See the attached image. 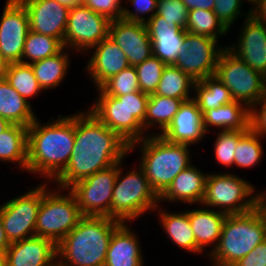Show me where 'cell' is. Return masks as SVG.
<instances>
[{
	"label": "cell",
	"mask_w": 266,
	"mask_h": 266,
	"mask_svg": "<svg viewBox=\"0 0 266 266\" xmlns=\"http://www.w3.org/2000/svg\"><path fill=\"white\" fill-rule=\"evenodd\" d=\"M75 113V140L67 167L54 179L59 190L123 161L130 145L89 110Z\"/></svg>",
	"instance_id": "1"
},
{
	"label": "cell",
	"mask_w": 266,
	"mask_h": 266,
	"mask_svg": "<svg viewBox=\"0 0 266 266\" xmlns=\"http://www.w3.org/2000/svg\"><path fill=\"white\" fill-rule=\"evenodd\" d=\"M75 140V115L28 127L27 171L54 179L67 167Z\"/></svg>",
	"instance_id": "2"
},
{
	"label": "cell",
	"mask_w": 266,
	"mask_h": 266,
	"mask_svg": "<svg viewBox=\"0 0 266 266\" xmlns=\"http://www.w3.org/2000/svg\"><path fill=\"white\" fill-rule=\"evenodd\" d=\"M122 223L106 216H83L57 244V266H104L111 236Z\"/></svg>",
	"instance_id": "3"
},
{
	"label": "cell",
	"mask_w": 266,
	"mask_h": 266,
	"mask_svg": "<svg viewBox=\"0 0 266 266\" xmlns=\"http://www.w3.org/2000/svg\"><path fill=\"white\" fill-rule=\"evenodd\" d=\"M150 135L132 143L129 151L134 150L138 144L142 145L139 166L152 190L160 197L174 178L191 165L190 145L169 142L161 135Z\"/></svg>",
	"instance_id": "4"
},
{
	"label": "cell",
	"mask_w": 266,
	"mask_h": 266,
	"mask_svg": "<svg viewBox=\"0 0 266 266\" xmlns=\"http://www.w3.org/2000/svg\"><path fill=\"white\" fill-rule=\"evenodd\" d=\"M266 239V214L261 205L242 214H228L216 249L209 255L213 266H233Z\"/></svg>",
	"instance_id": "5"
},
{
	"label": "cell",
	"mask_w": 266,
	"mask_h": 266,
	"mask_svg": "<svg viewBox=\"0 0 266 266\" xmlns=\"http://www.w3.org/2000/svg\"><path fill=\"white\" fill-rule=\"evenodd\" d=\"M96 89L99 93L97 101L88 110L103 124L129 145L148 136L144 134L143 122L149 94L137 91L124 96H111L100 88Z\"/></svg>",
	"instance_id": "6"
},
{
	"label": "cell",
	"mask_w": 266,
	"mask_h": 266,
	"mask_svg": "<svg viewBox=\"0 0 266 266\" xmlns=\"http://www.w3.org/2000/svg\"><path fill=\"white\" fill-rule=\"evenodd\" d=\"M119 162L118 174L113 187L111 201V218L123 223L140 217L145 212L159 209V197L152 190L143 169H131L127 174H122ZM122 176V177H121Z\"/></svg>",
	"instance_id": "7"
},
{
	"label": "cell",
	"mask_w": 266,
	"mask_h": 266,
	"mask_svg": "<svg viewBox=\"0 0 266 266\" xmlns=\"http://www.w3.org/2000/svg\"><path fill=\"white\" fill-rule=\"evenodd\" d=\"M42 184V200L37 214L36 236L52 240L56 245L83 217L74 194L67 195ZM59 193V194H58Z\"/></svg>",
	"instance_id": "8"
},
{
	"label": "cell",
	"mask_w": 266,
	"mask_h": 266,
	"mask_svg": "<svg viewBox=\"0 0 266 266\" xmlns=\"http://www.w3.org/2000/svg\"><path fill=\"white\" fill-rule=\"evenodd\" d=\"M258 193L255 195V188L248 181L232 173H213L208 174L201 204L217 207L226 214H242L260 205L261 192Z\"/></svg>",
	"instance_id": "9"
},
{
	"label": "cell",
	"mask_w": 266,
	"mask_h": 266,
	"mask_svg": "<svg viewBox=\"0 0 266 266\" xmlns=\"http://www.w3.org/2000/svg\"><path fill=\"white\" fill-rule=\"evenodd\" d=\"M223 47L214 75L230 90L234 101L251 109L264 95L266 77L253 70L227 47Z\"/></svg>",
	"instance_id": "10"
},
{
	"label": "cell",
	"mask_w": 266,
	"mask_h": 266,
	"mask_svg": "<svg viewBox=\"0 0 266 266\" xmlns=\"http://www.w3.org/2000/svg\"><path fill=\"white\" fill-rule=\"evenodd\" d=\"M118 167L119 162L97 171L69 188L83 216L111 217V201Z\"/></svg>",
	"instance_id": "11"
},
{
	"label": "cell",
	"mask_w": 266,
	"mask_h": 266,
	"mask_svg": "<svg viewBox=\"0 0 266 266\" xmlns=\"http://www.w3.org/2000/svg\"><path fill=\"white\" fill-rule=\"evenodd\" d=\"M42 184L0 206V219L10 243L36 236Z\"/></svg>",
	"instance_id": "12"
},
{
	"label": "cell",
	"mask_w": 266,
	"mask_h": 266,
	"mask_svg": "<svg viewBox=\"0 0 266 266\" xmlns=\"http://www.w3.org/2000/svg\"><path fill=\"white\" fill-rule=\"evenodd\" d=\"M110 22L107 17L95 13L84 4L70 8L64 35V48L69 50L73 48L82 53L92 49L108 37Z\"/></svg>",
	"instance_id": "13"
},
{
	"label": "cell",
	"mask_w": 266,
	"mask_h": 266,
	"mask_svg": "<svg viewBox=\"0 0 266 266\" xmlns=\"http://www.w3.org/2000/svg\"><path fill=\"white\" fill-rule=\"evenodd\" d=\"M218 39L186 32L174 66L188 74L194 81L214 75L223 47Z\"/></svg>",
	"instance_id": "14"
},
{
	"label": "cell",
	"mask_w": 266,
	"mask_h": 266,
	"mask_svg": "<svg viewBox=\"0 0 266 266\" xmlns=\"http://www.w3.org/2000/svg\"><path fill=\"white\" fill-rule=\"evenodd\" d=\"M29 30V16L23 3L7 0L0 20V55L8 63L21 62Z\"/></svg>",
	"instance_id": "15"
},
{
	"label": "cell",
	"mask_w": 266,
	"mask_h": 266,
	"mask_svg": "<svg viewBox=\"0 0 266 266\" xmlns=\"http://www.w3.org/2000/svg\"><path fill=\"white\" fill-rule=\"evenodd\" d=\"M108 37L125 53L130 66H136L153 55L152 42L144 23L112 20Z\"/></svg>",
	"instance_id": "16"
},
{
	"label": "cell",
	"mask_w": 266,
	"mask_h": 266,
	"mask_svg": "<svg viewBox=\"0 0 266 266\" xmlns=\"http://www.w3.org/2000/svg\"><path fill=\"white\" fill-rule=\"evenodd\" d=\"M243 21L238 43L226 46L253 70L266 77V25L251 16V9Z\"/></svg>",
	"instance_id": "17"
},
{
	"label": "cell",
	"mask_w": 266,
	"mask_h": 266,
	"mask_svg": "<svg viewBox=\"0 0 266 266\" xmlns=\"http://www.w3.org/2000/svg\"><path fill=\"white\" fill-rule=\"evenodd\" d=\"M25 6L30 30L57 38L64 43L70 8L56 0H20Z\"/></svg>",
	"instance_id": "18"
},
{
	"label": "cell",
	"mask_w": 266,
	"mask_h": 266,
	"mask_svg": "<svg viewBox=\"0 0 266 266\" xmlns=\"http://www.w3.org/2000/svg\"><path fill=\"white\" fill-rule=\"evenodd\" d=\"M3 258L5 266H57V245L48 238L33 236L12 242Z\"/></svg>",
	"instance_id": "19"
},
{
	"label": "cell",
	"mask_w": 266,
	"mask_h": 266,
	"mask_svg": "<svg viewBox=\"0 0 266 266\" xmlns=\"http://www.w3.org/2000/svg\"><path fill=\"white\" fill-rule=\"evenodd\" d=\"M145 24L152 42L153 56L166 65H174L186 30L165 21V18L157 14H154Z\"/></svg>",
	"instance_id": "20"
},
{
	"label": "cell",
	"mask_w": 266,
	"mask_h": 266,
	"mask_svg": "<svg viewBox=\"0 0 266 266\" xmlns=\"http://www.w3.org/2000/svg\"><path fill=\"white\" fill-rule=\"evenodd\" d=\"M205 134L202 112L192 98L183 101L170 125L160 135L172 143L193 145Z\"/></svg>",
	"instance_id": "21"
},
{
	"label": "cell",
	"mask_w": 266,
	"mask_h": 266,
	"mask_svg": "<svg viewBox=\"0 0 266 266\" xmlns=\"http://www.w3.org/2000/svg\"><path fill=\"white\" fill-rule=\"evenodd\" d=\"M92 48L94 52L86 63L85 69L97 88L110 77L130 66L125 53L109 37Z\"/></svg>",
	"instance_id": "22"
},
{
	"label": "cell",
	"mask_w": 266,
	"mask_h": 266,
	"mask_svg": "<svg viewBox=\"0 0 266 266\" xmlns=\"http://www.w3.org/2000/svg\"><path fill=\"white\" fill-rule=\"evenodd\" d=\"M208 174H204L198 167L190 165L181 171L172 181L167 190L159 197V201L183 202L198 204L203 200L205 194L206 180Z\"/></svg>",
	"instance_id": "23"
},
{
	"label": "cell",
	"mask_w": 266,
	"mask_h": 266,
	"mask_svg": "<svg viewBox=\"0 0 266 266\" xmlns=\"http://www.w3.org/2000/svg\"><path fill=\"white\" fill-rule=\"evenodd\" d=\"M126 223L112 234L104 266H143V255L138 237Z\"/></svg>",
	"instance_id": "24"
},
{
	"label": "cell",
	"mask_w": 266,
	"mask_h": 266,
	"mask_svg": "<svg viewBox=\"0 0 266 266\" xmlns=\"http://www.w3.org/2000/svg\"><path fill=\"white\" fill-rule=\"evenodd\" d=\"M205 208H198L188 210V218L193 230L197 247L203 252L204 248L211 244H215L211 254L219 244L222 227L228 214L219 210H209ZM218 241V242H217Z\"/></svg>",
	"instance_id": "25"
},
{
	"label": "cell",
	"mask_w": 266,
	"mask_h": 266,
	"mask_svg": "<svg viewBox=\"0 0 266 266\" xmlns=\"http://www.w3.org/2000/svg\"><path fill=\"white\" fill-rule=\"evenodd\" d=\"M203 127L207 134L208 127L215 126L226 130L248 131L250 129V109L238 101L209 109L202 114Z\"/></svg>",
	"instance_id": "26"
},
{
	"label": "cell",
	"mask_w": 266,
	"mask_h": 266,
	"mask_svg": "<svg viewBox=\"0 0 266 266\" xmlns=\"http://www.w3.org/2000/svg\"><path fill=\"white\" fill-rule=\"evenodd\" d=\"M0 117L11 124L29 127L37 118L30 102L13 89L9 82L0 80Z\"/></svg>",
	"instance_id": "27"
},
{
	"label": "cell",
	"mask_w": 266,
	"mask_h": 266,
	"mask_svg": "<svg viewBox=\"0 0 266 266\" xmlns=\"http://www.w3.org/2000/svg\"><path fill=\"white\" fill-rule=\"evenodd\" d=\"M158 213L164 232L168 234L174 244L192 253L202 252L196 245L195 236L188 218V210L181 213L161 210Z\"/></svg>",
	"instance_id": "28"
},
{
	"label": "cell",
	"mask_w": 266,
	"mask_h": 266,
	"mask_svg": "<svg viewBox=\"0 0 266 266\" xmlns=\"http://www.w3.org/2000/svg\"><path fill=\"white\" fill-rule=\"evenodd\" d=\"M28 127L12 124L0 134V160L19 163L27 171Z\"/></svg>",
	"instance_id": "29"
},
{
	"label": "cell",
	"mask_w": 266,
	"mask_h": 266,
	"mask_svg": "<svg viewBox=\"0 0 266 266\" xmlns=\"http://www.w3.org/2000/svg\"><path fill=\"white\" fill-rule=\"evenodd\" d=\"M183 103L182 99H175L161 95L150 94L146 106V114L144 117L143 128L145 135L153 125H158L161 129L160 135L163 133L173 120V117ZM147 131V132H146Z\"/></svg>",
	"instance_id": "30"
},
{
	"label": "cell",
	"mask_w": 266,
	"mask_h": 266,
	"mask_svg": "<svg viewBox=\"0 0 266 266\" xmlns=\"http://www.w3.org/2000/svg\"><path fill=\"white\" fill-rule=\"evenodd\" d=\"M194 89L196 95L193 99L202 114L234 101L230 90L215 75L195 81Z\"/></svg>",
	"instance_id": "31"
},
{
	"label": "cell",
	"mask_w": 266,
	"mask_h": 266,
	"mask_svg": "<svg viewBox=\"0 0 266 266\" xmlns=\"http://www.w3.org/2000/svg\"><path fill=\"white\" fill-rule=\"evenodd\" d=\"M63 48L59 53L51 57L31 63L32 70L40 87L43 90H51L58 86L65 78L70 63L69 54Z\"/></svg>",
	"instance_id": "32"
},
{
	"label": "cell",
	"mask_w": 266,
	"mask_h": 266,
	"mask_svg": "<svg viewBox=\"0 0 266 266\" xmlns=\"http://www.w3.org/2000/svg\"><path fill=\"white\" fill-rule=\"evenodd\" d=\"M194 83L195 81L178 67L166 65L154 94L187 101L193 98L189 92L194 89Z\"/></svg>",
	"instance_id": "33"
},
{
	"label": "cell",
	"mask_w": 266,
	"mask_h": 266,
	"mask_svg": "<svg viewBox=\"0 0 266 266\" xmlns=\"http://www.w3.org/2000/svg\"><path fill=\"white\" fill-rule=\"evenodd\" d=\"M63 48V44L57 38L29 30L24 44L21 63L31 64L51 57L59 53Z\"/></svg>",
	"instance_id": "34"
},
{
	"label": "cell",
	"mask_w": 266,
	"mask_h": 266,
	"mask_svg": "<svg viewBox=\"0 0 266 266\" xmlns=\"http://www.w3.org/2000/svg\"><path fill=\"white\" fill-rule=\"evenodd\" d=\"M186 32L212 37L214 39L226 35L229 30L218 19L213 10L192 9L188 11Z\"/></svg>",
	"instance_id": "35"
},
{
	"label": "cell",
	"mask_w": 266,
	"mask_h": 266,
	"mask_svg": "<svg viewBox=\"0 0 266 266\" xmlns=\"http://www.w3.org/2000/svg\"><path fill=\"white\" fill-rule=\"evenodd\" d=\"M6 80L27 101H29L28 98L36 97L38 93L43 91L34 75L31 64L9 63Z\"/></svg>",
	"instance_id": "36"
},
{
	"label": "cell",
	"mask_w": 266,
	"mask_h": 266,
	"mask_svg": "<svg viewBox=\"0 0 266 266\" xmlns=\"http://www.w3.org/2000/svg\"><path fill=\"white\" fill-rule=\"evenodd\" d=\"M263 137L251 128L239 139L234 151V166L251 168L260 162L263 155L261 141Z\"/></svg>",
	"instance_id": "37"
},
{
	"label": "cell",
	"mask_w": 266,
	"mask_h": 266,
	"mask_svg": "<svg viewBox=\"0 0 266 266\" xmlns=\"http://www.w3.org/2000/svg\"><path fill=\"white\" fill-rule=\"evenodd\" d=\"M134 67L136 69L140 91L149 95L154 94L166 64L152 55Z\"/></svg>",
	"instance_id": "38"
},
{
	"label": "cell",
	"mask_w": 266,
	"mask_h": 266,
	"mask_svg": "<svg viewBox=\"0 0 266 266\" xmlns=\"http://www.w3.org/2000/svg\"><path fill=\"white\" fill-rule=\"evenodd\" d=\"M106 95L124 96L133 92L140 91L139 82L134 66L123 69L113 75L99 87Z\"/></svg>",
	"instance_id": "39"
},
{
	"label": "cell",
	"mask_w": 266,
	"mask_h": 266,
	"mask_svg": "<svg viewBox=\"0 0 266 266\" xmlns=\"http://www.w3.org/2000/svg\"><path fill=\"white\" fill-rule=\"evenodd\" d=\"M219 132L215 140V160L218 161L223 167H229L234 165V151L239 139L247 131L239 130H226Z\"/></svg>",
	"instance_id": "40"
},
{
	"label": "cell",
	"mask_w": 266,
	"mask_h": 266,
	"mask_svg": "<svg viewBox=\"0 0 266 266\" xmlns=\"http://www.w3.org/2000/svg\"><path fill=\"white\" fill-rule=\"evenodd\" d=\"M156 14L165 18V21L186 29L188 9L181 0H158Z\"/></svg>",
	"instance_id": "41"
},
{
	"label": "cell",
	"mask_w": 266,
	"mask_h": 266,
	"mask_svg": "<svg viewBox=\"0 0 266 266\" xmlns=\"http://www.w3.org/2000/svg\"><path fill=\"white\" fill-rule=\"evenodd\" d=\"M242 0H215L214 13L223 25L230 31L232 23L241 14Z\"/></svg>",
	"instance_id": "42"
},
{
	"label": "cell",
	"mask_w": 266,
	"mask_h": 266,
	"mask_svg": "<svg viewBox=\"0 0 266 266\" xmlns=\"http://www.w3.org/2000/svg\"><path fill=\"white\" fill-rule=\"evenodd\" d=\"M131 2L135 11L132 12L127 8H123L121 19L132 21V22H139V23H146L157 11V2L158 0H126ZM148 13V18H144L141 15H145ZM139 14V15H138ZM151 14V15H149ZM147 19V20H146Z\"/></svg>",
	"instance_id": "43"
},
{
	"label": "cell",
	"mask_w": 266,
	"mask_h": 266,
	"mask_svg": "<svg viewBox=\"0 0 266 266\" xmlns=\"http://www.w3.org/2000/svg\"><path fill=\"white\" fill-rule=\"evenodd\" d=\"M121 0H84L83 4L95 13L104 15L110 21L121 19L123 6Z\"/></svg>",
	"instance_id": "44"
},
{
	"label": "cell",
	"mask_w": 266,
	"mask_h": 266,
	"mask_svg": "<svg viewBox=\"0 0 266 266\" xmlns=\"http://www.w3.org/2000/svg\"><path fill=\"white\" fill-rule=\"evenodd\" d=\"M259 106L258 109L256 106ZM258 109V110H257ZM250 128L265 138L266 135V95L264 94L250 109Z\"/></svg>",
	"instance_id": "45"
},
{
	"label": "cell",
	"mask_w": 266,
	"mask_h": 266,
	"mask_svg": "<svg viewBox=\"0 0 266 266\" xmlns=\"http://www.w3.org/2000/svg\"><path fill=\"white\" fill-rule=\"evenodd\" d=\"M233 266H266V239Z\"/></svg>",
	"instance_id": "46"
},
{
	"label": "cell",
	"mask_w": 266,
	"mask_h": 266,
	"mask_svg": "<svg viewBox=\"0 0 266 266\" xmlns=\"http://www.w3.org/2000/svg\"><path fill=\"white\" fill-rule=\"evenodd\" d=\"M188 11L192 9L213 10L215 0H181Z\"/></svg>",
	"instance_id": "47"
},
{
	"label": "cell",
	"mask_w": 266,
	"mask_h": 266,
	"mask_svg": "<svg viewBox=\"0 0 266 266\" xmlns=\"http://www.w3.org/2000/svg\"><path fill=\"white\" fill-rule=\"evenodd\" d=\"M251 9V16L259 23L266 25V0H258Z\"/></svg>",
	"instance_id": "48"
},
{
	"label": "cell",
	"mask_w": 266,
	"mask_h": 266,
	"mask_svg": "<svg viewBox=\"0 0 266 266\" xmlns=\"http://www.w3.org/2000/svg\"><path fill=\"white\" fill-rule=\"evenodd\" d=\"M10 242L7 239L5 230L3 228V224L2 221L0 219V256L3 257V255L5 254L6 250L8 249V247L10 246Z\"/></svg>",
	"instance_id": "49"
},
{
	"label": "cell",
	"mask_w": 266,
	"mask_h": 266,
	"mask_svg": "<svg viewBox=\"0 0 266 266\" xmlns=\"http://www.w3.org/2000/svg\"><path fill=\"white\" fill-rule=\"evenodd\" d=\"M9 63L0 55V80L6 79Z\"/></svg>",
	"instance_id": "50"
},
{
	"label": "cell",
	"mask_w": 266,
	"mask_h": 266,
	"mask_svg": "<svg viewBox=\"0 0 266 266\" xmlns=\"http://www.w3.org/2000/svg\"><path fill=\"white\" fill-rule=\"evenodd\" d=\"M60 4L66 5L69 8H72L76 5L83 4L84 0H56Z\"/></svg>",
	"instance_id": "51"
},
{
	"label": "cell",
	"mask_w": 266,
	"mask_h": 266,
	"mask_svg": "<svg viewBox=\"0 0 266 266\" xmlns=\"http://www.w3.org/2000/svg\"><path fill=\"white\" fill-rule=\"evenodd\" d=\"M12 124L6 119L0 117V134H2L6 129H8Z\"/></svg>",
	"instance_id": "52"
},
{
	"label": "cell",
	"mask_w": 266,
	"mask_h": 266,
	"mask_svg": "<svg viewBox=\"0 0 266 266\" xmlns=\"http://www.w3.org/2000/svg\"><path fill=\"white\" fill-rule=\"evenodd\" d=\"M260 205L266 214V194H265V191L261 192Z\"/></svg>",
	"instance_id": "53"
},
{
	"label": "cell",
	"mask_w": 266,
	"mask_h": 266,
	"mask_svg": "<svg viewBox=\"0 0 266 266\" xmlns=\"http://www.w3.org/2000/svg\"><path fill=\"white\" fill-rule=\"evenodd\" d=\"M0 266H5L4 258L0 256Z\"/></svg>",
	"instance_id": "54"
},
{
	"label": "cell",
	"mask_w": 266,
	"mask_h": 266,
	"mask_svg": "<svg viewBox=\"0 0 266 266\" xmlns=\"http://www.w3.org/2000/svg\"><path fill=\"white\" fill-rule=\"evenodd\" d=\"M246 1V0H245ZM258 0H248V2L251 4V5H255L257 3Z\"/></svg>",
	"instance_id": "55"
},
{
	"label": "cell",
	"mask_w": 266,
	"mask_h": 266,
	"mask_svg": "<svg viewBox=\"0 0 266 266\" xmlns=\"http://www.w3.org/2000/svg\"><path fill=\"white\" fill-rule=\"evenodd\" d=\"M264 94L266 95V78H265V88H264Z\"/></svg>",
	"instance_id": "56"
}]
</instances>
